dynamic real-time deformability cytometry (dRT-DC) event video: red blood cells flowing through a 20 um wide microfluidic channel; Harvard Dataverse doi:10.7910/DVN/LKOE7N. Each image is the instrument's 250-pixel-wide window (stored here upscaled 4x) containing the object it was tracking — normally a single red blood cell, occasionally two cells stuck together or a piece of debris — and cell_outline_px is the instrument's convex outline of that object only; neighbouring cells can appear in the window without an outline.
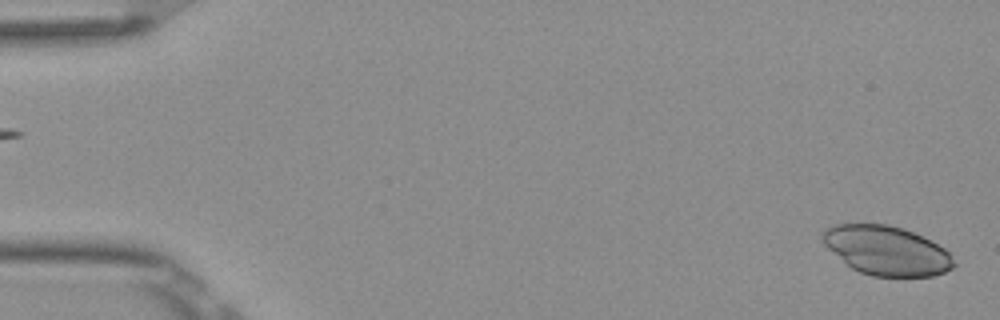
{"species": "Egyptian fruit bat (a non-hibernating species)", "species_latin": "Rousettus aegyptiacus", "temperature_condition": "room temperature", "stored_images_in_passage": 17, "camera_frame_rate_fps": 3000, "um_per_image_px": 0.085, "frame": {"image": 1, "passage_image": 2, "time_ms": 0.333, "image_size_px": [1000, 320], "cell_outline_px": [[956, 264], [952, 268], [944, 272], [932, 276], [872, 276], [860, 272], [852, 268], [828, 248], [820, 240], [820, 232], [836, 224], [888, 224], [904, 228], [944, 248], [952, 256]], "centroid_in_image_um": [75.34, 21.29], "position_along_channel_um": 9.7, "area_um2": 37.4}}